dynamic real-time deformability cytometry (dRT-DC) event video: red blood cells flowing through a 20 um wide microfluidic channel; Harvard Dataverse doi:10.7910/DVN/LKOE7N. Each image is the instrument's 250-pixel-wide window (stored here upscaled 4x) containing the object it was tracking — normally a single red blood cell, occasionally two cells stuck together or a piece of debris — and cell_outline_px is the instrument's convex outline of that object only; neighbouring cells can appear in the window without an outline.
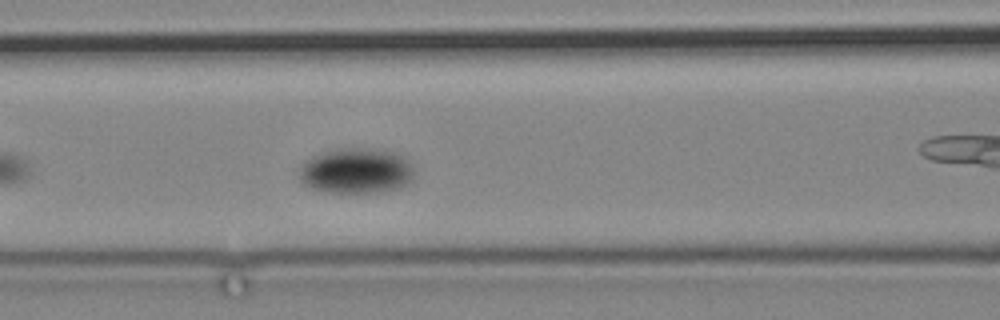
{"species": "common noctule bat (a hibernating species)", "species_latin": "Nyctalus noctula", "temperature_condition": "cold", "stored_images_in_passage": 5, "camera_frame_rate_fps": 3000, "um_per_image_px": 0.085, "animal": {"sex": "male", "body_mass_g": 19.2, "forearm_length_mm": 51.8}, "frame": {"image": 1, "passage_image": 4, "time_ms": 3.333, "image_size_px": [1000, 320], "cell_outline_px": [[412, 180], [400, 188], [376, 192], [324, 192], [312, 188], [304, 184], [296, 176], [296, 172], [300, 164], [304, 160], [320, 152], [340, 148], [364, 148], [392, 152], [408, 160], [412, 168]], "centroid_in_image_um": [30.18, 14.52], "position_along_channel_um": 136.4, "area_um2": 30.63}}